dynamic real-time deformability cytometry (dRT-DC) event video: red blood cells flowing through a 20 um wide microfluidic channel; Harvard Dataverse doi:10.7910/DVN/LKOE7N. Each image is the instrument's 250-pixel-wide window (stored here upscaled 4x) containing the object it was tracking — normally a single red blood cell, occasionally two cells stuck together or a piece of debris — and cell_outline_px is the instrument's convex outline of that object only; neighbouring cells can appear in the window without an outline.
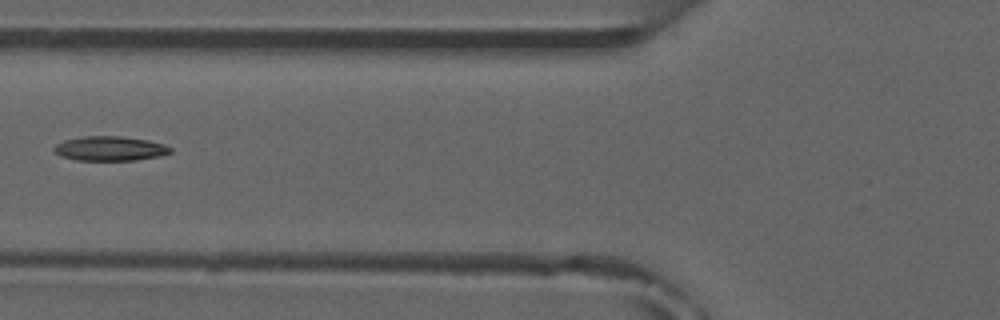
{"species": "common noctule bat (a hibernating species)", "species_latin": "Nyctalus noctula", "temperature_condition": "room temperature", "stored_images_in_passage": 6, "camera_frame_rate_fps": 3000, "um_per_image_px": 0.085, "animal": {"sex": "male", "forearm_length_mm": 52.5}, "frame": {"image": 1, "passage_image": 6, "time_ms": 6.667, "image_size_px": [1000, 320], "cell_outline_px": [[172, 152], [160, 156], [136, 160], [76, 160], [60, 156], [52, 148], [56, 144], [64, 140], [84, 136], [120, 136], [148, 140], [164, 144], [172, 148]], "centroid_in_image_um": [9.35, 12.62], "position_along_channel_um": 116.4, "area_um2": 16.65}}